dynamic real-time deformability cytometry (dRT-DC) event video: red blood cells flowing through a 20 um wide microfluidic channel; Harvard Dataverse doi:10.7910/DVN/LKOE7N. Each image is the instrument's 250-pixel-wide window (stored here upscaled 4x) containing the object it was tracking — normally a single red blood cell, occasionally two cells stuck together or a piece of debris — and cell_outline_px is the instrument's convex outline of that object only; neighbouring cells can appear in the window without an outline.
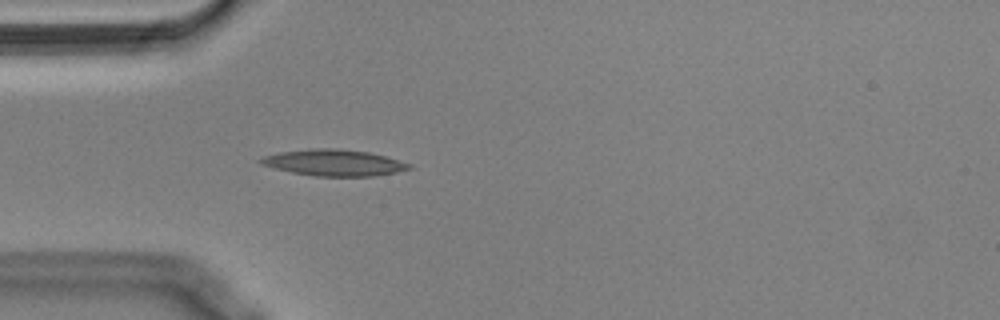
{"species": "Egyptian fruit bat (a non-hibernating species)", "species_latin": "Rousettus aegyptiacus", "temperature_condition": "cold", "stored_images_in_passage": 50, "camera_frame_rate_fps": 3000, "um_per_image_px": 0.085, "animal": {"sex": "male"}, "frame": {"image": 1, "passage_image": 11, "time_ms": 3.333, "image_size_px": [1000, 320], "cell_outline_px": [[412, 168], [396, 172], [372, 176], [316, 176], [292, 172], [260, 164], [256, 160], [264, 156], [280, 152], [308, 148], [336, 148], [368, 152], [384, 156], [412, 164]], "centroid_in_image_um": [28.36, 13.82], "position_along_channel_um": 56.6, "area_um2": 22.66}}
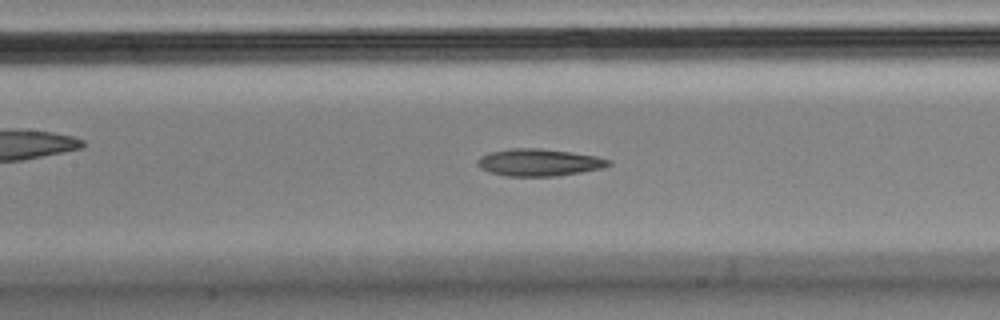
{"frame": {"image": 2, "passage_image": 20, "time_ms": 6.333, "image_size_px": [1000, 320], "cell_outline_px": [[612, 164], [600, 168], [580, 172], [556, 176], [504, 176], [488, 172], [480, 168], [476, 164], [476, 160], [480, 156], [492, 152], [512, 148], [540, 148], [596, 156], [612, 160]], "centroid_in_image_um": [45.77, 13.81], "position_along_channel_um": 161.6, "area_um2": 20.69}}
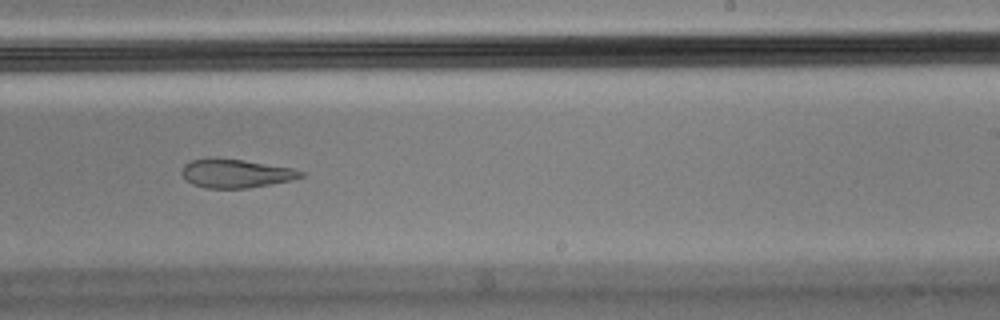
{"frame": {"image": 3, "passage_image": 29, "time_ms": 9.333, "image_size_px": [1000, 320], "cell_outline_px": [[304, 176], [292, 180], [248, 188], [204, 188], [192, 184], [184, 180], [180, 172], [184, 164], [192, 160], [244, 160], [292, 168], [304, 172]], "centroid_in_image_um": [20.04, 14.77], "position_along_channel_um": 269.0, "area_um2": 19.48}, "authors_computed_cell_mechanics": {"area_um2": 21.4438, "velocity_mm_per_s": 3.5879, "shape_relaxation_time_tau1_ms": null, "shape_relaxation_time_tau2_ms": 7.0527, "deformation_change_tau1": null, "deformation_change_tau2": 0.1772}}